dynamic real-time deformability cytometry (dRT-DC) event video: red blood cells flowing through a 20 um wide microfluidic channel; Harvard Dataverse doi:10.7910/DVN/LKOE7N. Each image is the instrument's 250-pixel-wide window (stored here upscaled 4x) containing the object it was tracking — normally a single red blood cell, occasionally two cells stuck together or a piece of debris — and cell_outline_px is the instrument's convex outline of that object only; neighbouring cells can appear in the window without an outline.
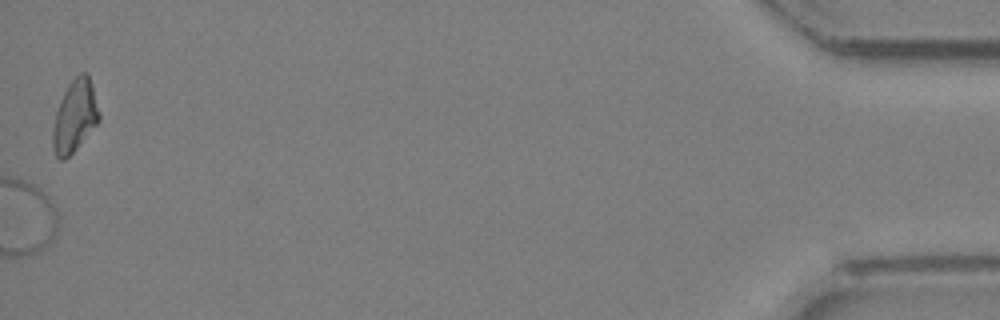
{"species": "Egyptian fruit bat (a non-hibernating species)", "species_latin": "Rousettus aegyptiacus", "temperature_condition": "room temperature", "stored_images_in_passage": 30, "segment_of_instrument_passage": [2, 2], "camera_frame_rate_fps": 3000, "um_per_image_px": 0.085, "animal": {"sex": "female"}, "frame": {"image": 1, "passage_image": 30, "time_ms": 9.667, "image_size_px": [1000, 320], "cell_outline_px": [[100, 120], [76, 148], [64, 160], [60, 160], [56, 156], [52, 144], [52, 128], [56, 112], [60, 100], [68, 84], [80, 72], [88, 72], [100, 112]], "centroid_in_image_um": [6.36, 9.85], "position_along_channel_um": 428.8, "area_um2": 19.36}}